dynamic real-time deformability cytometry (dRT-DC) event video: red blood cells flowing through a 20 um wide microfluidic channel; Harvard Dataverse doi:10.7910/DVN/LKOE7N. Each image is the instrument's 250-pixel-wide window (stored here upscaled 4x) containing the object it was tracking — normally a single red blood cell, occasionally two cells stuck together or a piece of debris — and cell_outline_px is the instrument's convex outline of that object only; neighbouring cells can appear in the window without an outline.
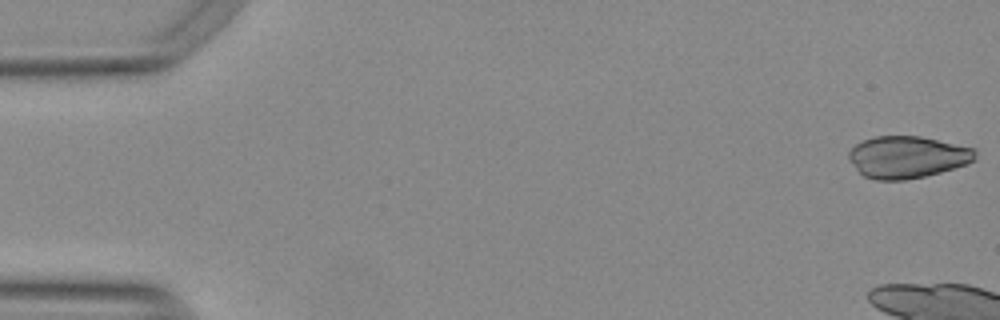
{"species": "Egyptian fruit bat (a non-hibernating species)", "species_latin": "Rousettus aegyptiacus", "temperature_condition": "warm", "stored_images_in_passage": 19, "camera_frame_rate_fps": 3000, "um_per_image_px": 0.085, "animal": {"sex": "female"}, "frame": {"image": 1, "passage_image": 1, "time_ms": 0.0, "image_size_px": [1000, 320], "cell_outline_px": [[976, 160], [940, 172], [924, 176], [904, 180], [876, 180], [864, 176], [856, 168], [848, 156], [848, 152], [856, 144], [864, 140], [876, 136], [920, 136], [972, 148], [976, 152]], "centroid_in_image_um": [77.1, 13.35], "position_along_channel_um": 7.9, "area_um2": 30.52}}